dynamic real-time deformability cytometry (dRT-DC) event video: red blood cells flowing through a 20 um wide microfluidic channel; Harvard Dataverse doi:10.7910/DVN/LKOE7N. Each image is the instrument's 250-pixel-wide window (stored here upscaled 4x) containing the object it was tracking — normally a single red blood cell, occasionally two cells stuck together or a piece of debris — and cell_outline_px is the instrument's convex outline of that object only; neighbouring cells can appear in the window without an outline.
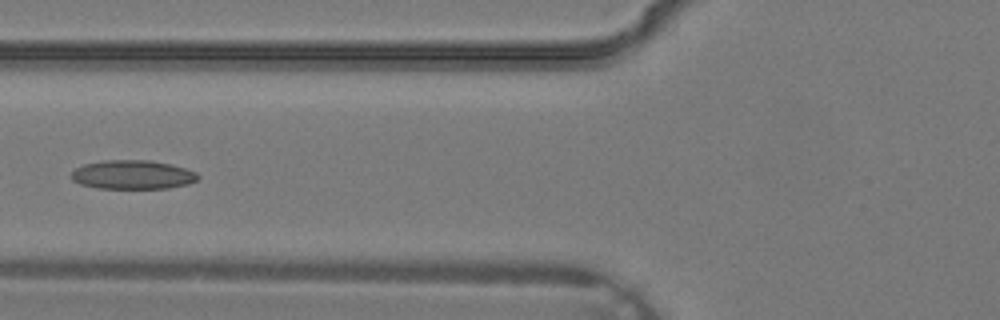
{"species": "common noctule bat (a hibernating species)", "species_latin": "Nyctalus noctula", "temperature_condition": "warm", "stored_images_in_passage": 24, "camera_frame_rate_fps": 3000, "um_per_image_px": 0.085, "animal": {"sex": "male", "body_mass_g": 19.2, "forearm_length_mm": 51.8}, "frame": {"image": 1, "passage_image": 14, "time_ms": 4.333, "image_size_px": [1000, 320], "cell_outline_px": [[200, 176], [196, 180], [188, 184], [168, 188], [100, 188], [80, 184], [72, 180], [72, 172], [76, 168], [84, 164], [104, 160], [148, 160], [172, 164], [196, 172]], "centroid_in_image_um": [11.28, 14.84], "position_along_channel_um": 114.5, "area_um2": 21.27}}